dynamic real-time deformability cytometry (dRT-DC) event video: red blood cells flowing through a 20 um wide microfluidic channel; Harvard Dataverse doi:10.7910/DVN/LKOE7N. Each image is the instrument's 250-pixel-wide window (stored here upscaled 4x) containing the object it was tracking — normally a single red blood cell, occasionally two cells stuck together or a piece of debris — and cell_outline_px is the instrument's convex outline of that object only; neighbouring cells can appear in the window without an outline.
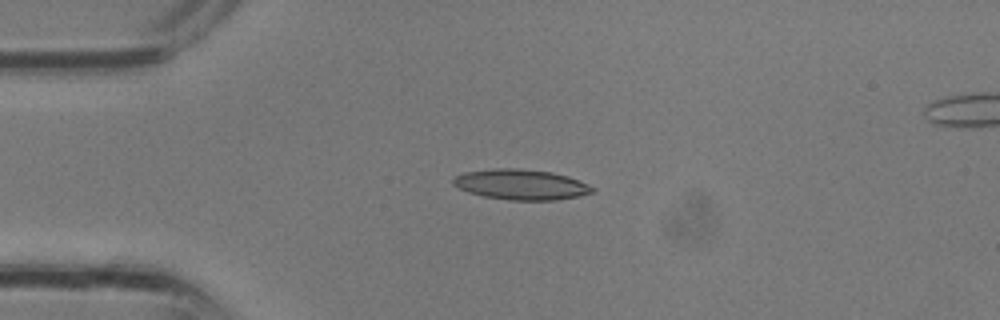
{"species": "common noctule bat (a hibernating species)", "species_latin": "Nyctalus noctula", "temperature_condition": "room temperature", "stored_images_in_passage": 2, "camera_frame_rate_fps": 3000, "um_per_image_px": 0.085, "animal": {"sex": "male", "body_mass_g": 13.3}, "frame": {"image": 1, "passage_image": 1, "time_ms": 0.0, "image_size_px": [1000, 320], "cell_outline_px": [[596, 192], [580, 196], [556, 200], [508, 200], [484, 196], [468, 192], [452, 184], [452, 180], [456, 176], [464, 172], [492, 168], [516, 168], [552, 172], [568, 176], [580, 180], [596, 188]], "centroid_in_image_um": [44.33, 15.68], "position_along_channel_um": 40.7, "area_um2": 24.85}}